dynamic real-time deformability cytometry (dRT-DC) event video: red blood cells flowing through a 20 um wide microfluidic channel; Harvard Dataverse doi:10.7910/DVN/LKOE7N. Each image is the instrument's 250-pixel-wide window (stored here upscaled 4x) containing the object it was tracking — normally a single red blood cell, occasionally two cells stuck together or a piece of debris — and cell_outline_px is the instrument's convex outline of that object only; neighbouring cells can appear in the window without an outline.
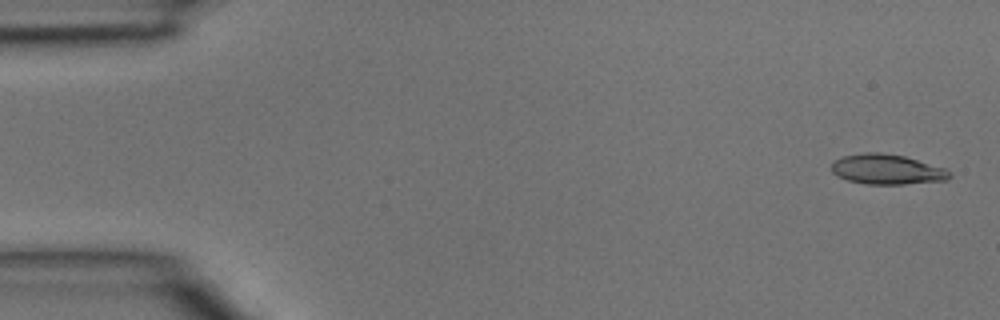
{"species": "common noctule bat (a hibernating species)", "species_latin": "Nyctalus noctula", "temperature_condition": "room temperature", "stored_images_in_passage": 4, "camera_frame_rate_fps": 3000, "um_per_image_px": 0.085, "animal": {"sex": "male", "body_mass_g": 15.6}, "frame": {"image": 1, "passage_image": 1, "time_ms": 0.0, "image_size_px": [1000, 320], "cell_outline_px": [[952, 176], [948, 180], [904, 184], [868, 184], [848, 180], [832, 172], [832, 160], [844, 156], [864, 152], [880, 152], [904, 156], [944, 168]], "centroid_in_image_um": [75.38, 14.39], "position_along_channel_um": 9.6, "area_um2": 20.52}}
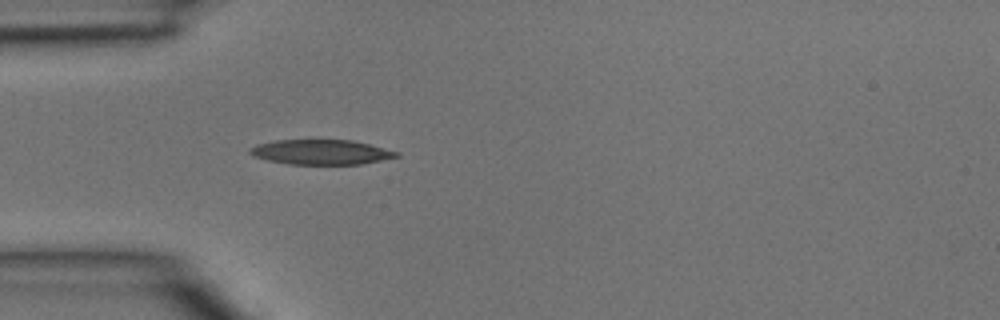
{"frame": {"image": 2, "passage_image": 4, "time_ms": 1.0, "image_size_px": [1000, 320], "cell_outline_px": [[400, 156], [360, 164], [288, 164], [268, 160], [252, 156], [248, 152], [248, 148], [256, 144], [276, 140], [352, 140], [400, 152]], "centroid_in_image_um": [27.24, 12.92], "position_along_channel_um": 57.8, "area_um2": 21.21}}